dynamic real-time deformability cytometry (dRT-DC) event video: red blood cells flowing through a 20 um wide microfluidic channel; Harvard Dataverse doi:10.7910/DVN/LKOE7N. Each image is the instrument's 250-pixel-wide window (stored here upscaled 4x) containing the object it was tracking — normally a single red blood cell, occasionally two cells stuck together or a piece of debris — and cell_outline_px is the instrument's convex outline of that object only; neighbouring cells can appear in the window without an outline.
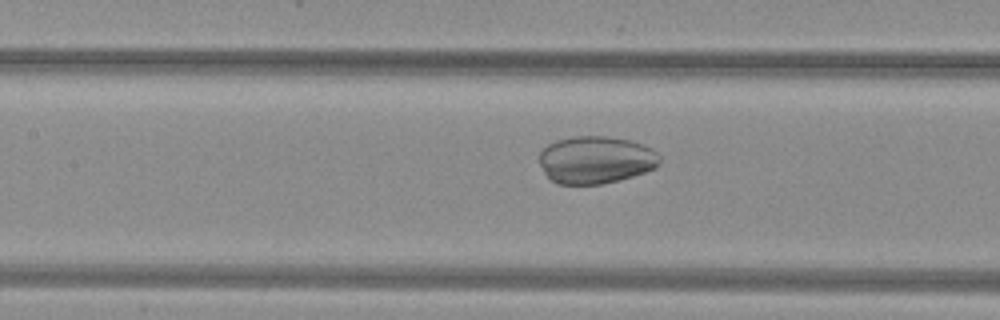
{"species": "common noctule bat (a hibernating species)", "species_latin": "Nyctalus noctula", "temperature_condition": "warm", "stored_images_in_passage": 47, "camera_frame_rate_fps": 3000, "um_per_image_px": 0.085, "animal": {"sex": "female", "body_mass_g": 29.2, "forearm_length_mm": 56.3}, "frame": {"image": 1, "passage_image": 25, "time_ms": 8.0, "image_size_px": [1000, 320], "cell_outline_px": [[660, 164], [656, 168], [620, 180], [600, 184], [556, 184], [544, 172], [540, 164], [540, 152], [548, 144], [556, 140], [572, 136], [604, 136], [628, 140], [644, 144], [652, 148], [660, 156]], "centroid_in_image_um": [50.65, 13.58], "position_along_channel_um": 156.7, "area_um2": 33.41}}
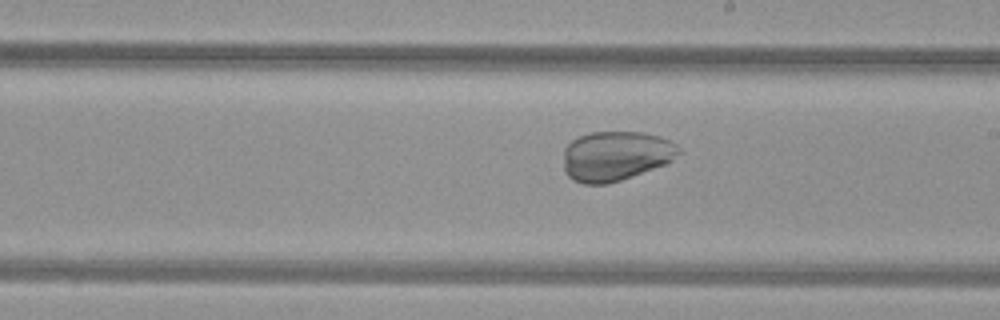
{"frame": {"image": 2, "passage_image": 31, "time_ms": 10.0, "image_size_px": [1000, 320], "cell_outline_px": [[680, 152], [672, 160], [664, 164], [632, 176], [608, 184], [584, 184], [572, 180], [564, 172], [564, 148], [572, 140], [580, 136], [592, 132], [640, 132], [660, 136], [676, 144], [680, 148]], "centroid_in_image_um": [52.31, 13.26], "position_along_channel_um": 236.7, "area_um2": 33.29}}
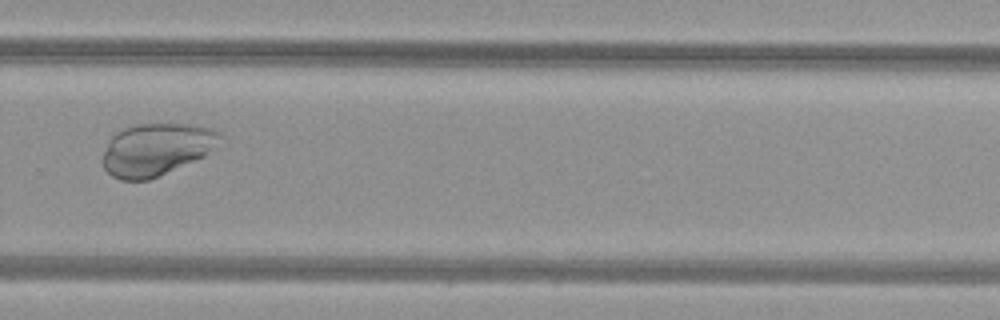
{"frame": {"image": 3, "passage_image": 37, "time_ms": 12.0, "image_size_px": [1000, 320], "cell_outline_px": [[224, 136], [216, 148], [204, 156], [148, 180], [120, 180], [112, 176], [104, 168], [100, 160], [108, 140], [116, 132], [124, 128], [136, 124], [188, 124], [212, 128]], "centroid_in_image_um": [13.27, 12.69], "position_along_channel_um": 316.5, "area_um2": 35.89}}